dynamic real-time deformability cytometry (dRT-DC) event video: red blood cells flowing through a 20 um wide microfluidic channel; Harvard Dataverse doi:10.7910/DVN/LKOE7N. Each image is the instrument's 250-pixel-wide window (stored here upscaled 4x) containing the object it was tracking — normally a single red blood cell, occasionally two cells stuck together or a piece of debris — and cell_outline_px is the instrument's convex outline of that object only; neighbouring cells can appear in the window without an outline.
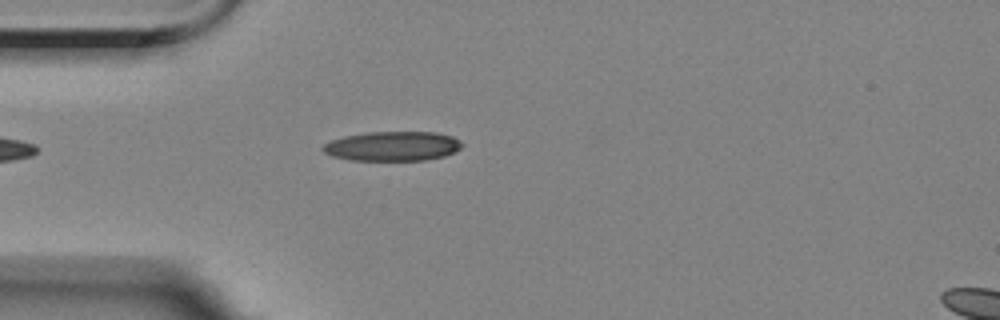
{"species": "Egyptian fruit bat (a non-hibernating species)", "species_latin": "Rousettus aegyptiacus", "temperature_condition": "room temperature", "stored_images_in_passage": 1, "camera_frame_rate_fps": 3000, "um_per_image_px": 0.085, "animal": {"sex": "female"}, "frame": {"image": 1, "passage_image": 1, "time_ms": 0.0, "image_size_px": [1000, 320], "cell_outline_px": [[464, 144], [460, 148], [444, 156], [424, 160], [348, 160], [332, 156], [324, 152], [320, 148], [324, 144], [332, 140], [344, 136], [368, 132], [436, 132], [452, 136], [460, 140]], "centroid_in_image_um": [33.35, 12.42], "position_along_channel_um": 51.6, "area_um2": 23.93}}